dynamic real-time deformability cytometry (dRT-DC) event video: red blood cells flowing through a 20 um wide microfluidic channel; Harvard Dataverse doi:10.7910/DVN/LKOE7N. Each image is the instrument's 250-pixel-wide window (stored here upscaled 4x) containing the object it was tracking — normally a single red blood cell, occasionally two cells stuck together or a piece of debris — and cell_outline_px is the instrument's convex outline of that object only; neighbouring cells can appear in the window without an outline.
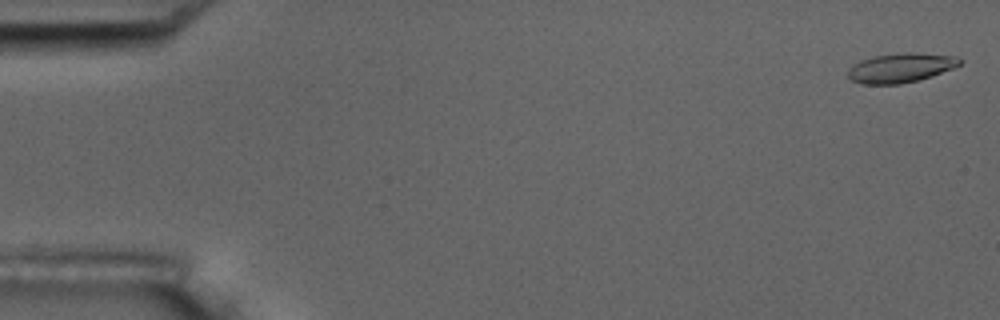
{"species": "common noctule bat (a hibernating species)", "species_latin": "Nyctalus noctula", "temperature_condition": "room temperature", "stored_images_in_passage": 8, "camera_frame_rate_fps": 3000, "um_per_image_px": 0.085, "animal": {"sex": "male", "body_mass_g": 17.5, "forearm_length_mm": 52.3}, "frame": {"image": 1, "passage_image": 1, "time_ms": 0.0, "image_size_px": [1000, 320], "cell_outline_px": [[964, 60], [960, 64], [952, 68], [932, 76], [920, 80], [900, 84], [864, 84], [852, 80], [848, 76], [848, 68], [860, 60], [872, 56], [912, 52], [956, 56]], "centroid_in_image_um": [76.57, 5.76], "position_along_channel_um": 8.4, "area_um2": 19.13}}
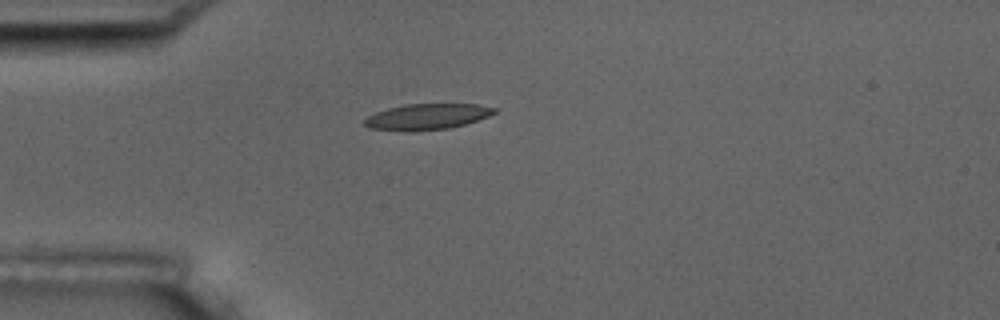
{"frame": {"image": 2, "passage_image": 5, "time_ms": 4.667, "image_size_px": [1000, 320], "cell_outline_px": [[496, 112], [488, 116], [464, 124], [448, 128], [412, 132], [408, 132], [368, 128], [364, 124], [364, 120], [368, 116], [376, 112], [388, 108], [404, 104], [476, 104], [496, 108]], "centroid_in_image_um": [36.25, 9.92], "position_along_channel_um": 48.8, "area_um2": 19.59}}